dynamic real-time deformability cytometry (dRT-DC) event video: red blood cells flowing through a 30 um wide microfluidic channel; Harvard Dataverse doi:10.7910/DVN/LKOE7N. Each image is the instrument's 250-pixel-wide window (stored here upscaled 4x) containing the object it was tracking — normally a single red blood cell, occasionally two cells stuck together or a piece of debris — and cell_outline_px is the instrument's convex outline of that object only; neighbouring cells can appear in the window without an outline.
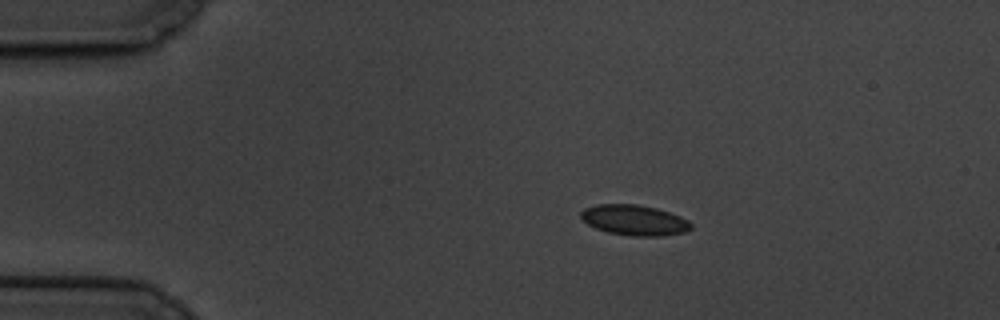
{"species": "common noctule bat (a hibernating species)", "species_latin": "Nyctalus noctula", "temperature_condition": "cold", "stored_images_in_passage": 50, "camera_frame_rate_fps": 3000, "um_per_image_px": 0.085, "animal": {"sex": "male", "body_mass_g": 19.5, "forearm_length_mm": 54.6}, "frame": {"image": 1, "passage_image": 1, "time_ms": 0.0, "image_size_px": [1000, 320], "cell_outline_px": [[692, 228], [684, 232], [664, 236], [632, 236], [608, 232], [596, 228], [588, 224], [580, 216], [580, 212], [584, 208], [596, 204], [636, 204], [656, 208], [680, 216], [688, 220], [692, 224]], "centroid_in_image_um": [53.92, 18.71], "position_along_channel_um": 31.1, "area_um2": 19.54}}
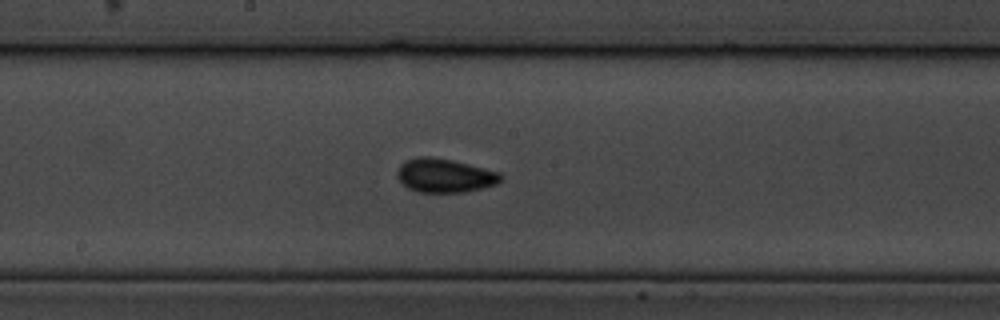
{"frame": {"image": 2, "passage_image": 22, "time_ms": 7.0, "image_size_px": [1000, 320], "cell_outline_px": [[504, 180], [496, 184], [464, 192], [416, 192], [408, 188], [396, 176], [396, 172], [400, 164], [404, 160], [416, 156], [432, 156], [452, 160], [500, 172], [504, 176]], "centroid_in_image_um": [37.78, 14.9], "position_along_channel_um": 210.4, "area_um2": 20.63}}
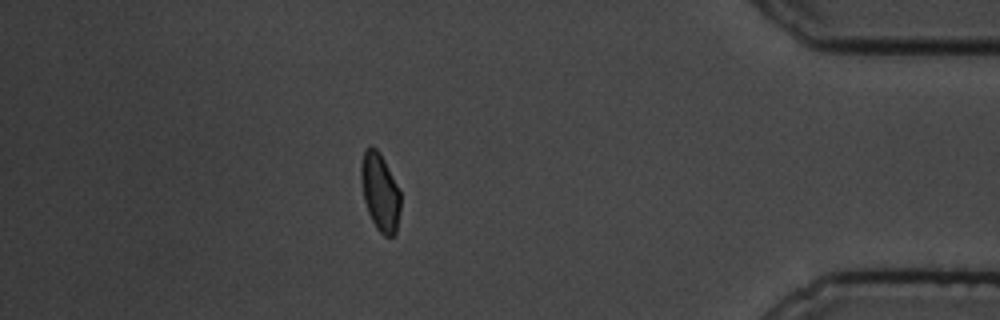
{"frame": {"image": 3, "passage_image": 43, "time_ms": 14.0, "image_size_px": [1000, 320], "cell_outline_px": [[400, 208], [396, 232], [392, 236], [384, 236], [376, 228], [368, 212], [364, 200], [360, 180], [360, 168], [364, 148], [368, 144], [372, 144], [380, 152], [400, 188]], "centroid_in_image_um": [32.29, 16.26], "position_along_channel_um": 402.9, "area_um2": 18.26}, "authors_computed_cell_mechanics": {"area_um2": 18.6983, "velocity_mm_per_s": 3.3058, "shape_relaxation_time_tau1_ms": 5.3335, "shape_relaxation_time_tau2_ms": 3.4292, "deformation_change_tau1": 0.0973, "deformation_change_tau2": 0.0746}}